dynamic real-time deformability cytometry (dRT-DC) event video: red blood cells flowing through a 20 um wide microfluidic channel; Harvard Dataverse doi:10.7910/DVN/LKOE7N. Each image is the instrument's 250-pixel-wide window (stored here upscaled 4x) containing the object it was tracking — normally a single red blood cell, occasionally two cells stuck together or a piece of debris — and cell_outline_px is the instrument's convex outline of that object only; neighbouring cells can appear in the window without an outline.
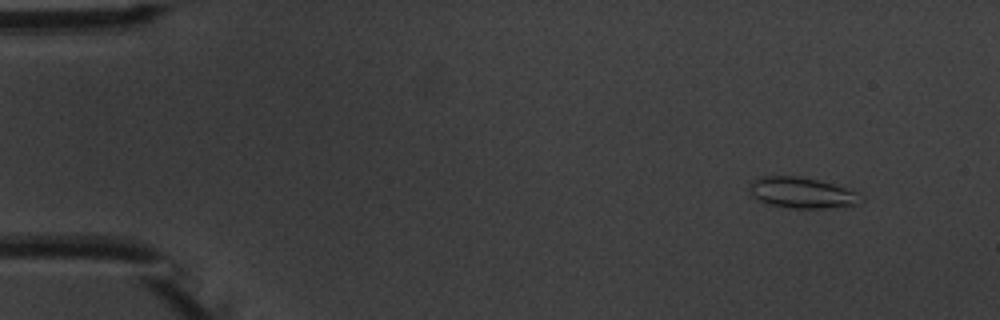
{"species": "common noctule bat (a hibernating species)", "species_latin": "Nyctalus noctula", "temperature_condition": "warm", "stored_images_in_passage": 5, "camera_frame_rate_fps": 3000, "um_per_image_px": 0.085, "animal": {"sex": "male", "body_mass_g": 20.1, "forearm_length_mm": 53.5}, "frame": {"image": 1, "passage_image": 2, "time_ms": 1.0, "image_size_px": [1000, 320], "cell_outline_px": [[864, 200], [856, 204], [828, 208], [788, 208], [772, 204], [760, 200], [752, 196], [748, 188], [752, 180], [764, 176], [800, 176], [820, 180], [860, 192], [864, 196]], "centroid_in_image_um": [68.21, 16.37], "position_along_channel_um": 16.8, "area_um2": 20.17}}
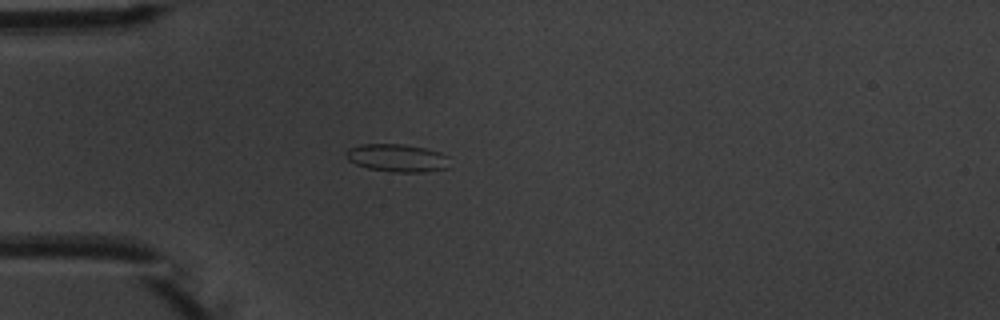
{"frame": {"image": 2, "passage_image": 4, "time_ms": 4.333, "image_size_px": [1000, 320], "cell_outline_px": [[448, 168], [424, 172], [392, 172], [368, 168], [356, 164], [348, 160], [344, 152], [348, 148], [360, 144], [400, 144], [424, 148], [440, 152], [448, 156]], "centroid_in_image_um": [33.73, 13.42], "position_along_channel_um": 51.3, "area_um2": 16.82}}